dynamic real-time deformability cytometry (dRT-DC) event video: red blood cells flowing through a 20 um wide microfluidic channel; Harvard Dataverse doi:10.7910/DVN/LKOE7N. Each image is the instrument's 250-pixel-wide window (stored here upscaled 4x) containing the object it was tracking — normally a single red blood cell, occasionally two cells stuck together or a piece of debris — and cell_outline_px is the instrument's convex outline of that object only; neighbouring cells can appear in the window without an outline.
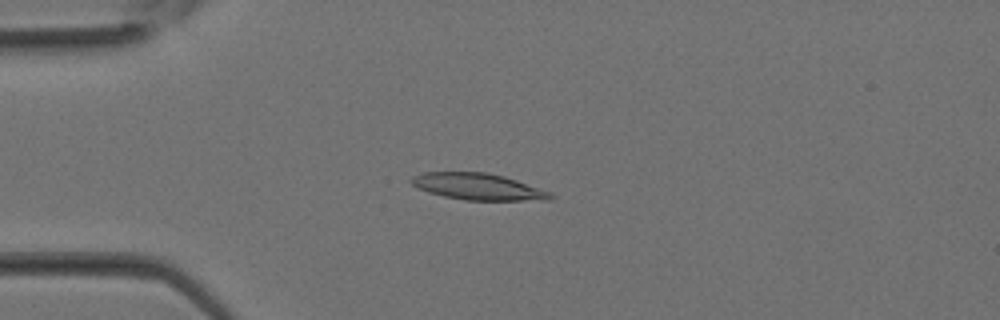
{"species": "Egyptian fruit bat (a non-hibernating species)", "species_latin": "Rousettus aegyptiacus", "temperature_condition": "room temperature", "stored_images_in_passage": 35, "camera_frame_rate_fps": 3000, "um_per_image_px": 0.085, "animal": {"sex": "female"}, "frame": {"image": 1, "passage_image": 9, "time_ms": 2.667, "image_size_px": [1000, 320], "cell_outline_px": [[556, 196], [552, 200], [464, 200], [444, 196], [428, 192], [412, 184], [408, 180], [412, 176], [424, 172], [488, 172], [504, 176], [552, 192]], "centroid_in_image_um": [40.67, 15.86], "position_along_channel_um": 44.3, "area_um2": 21.62}}
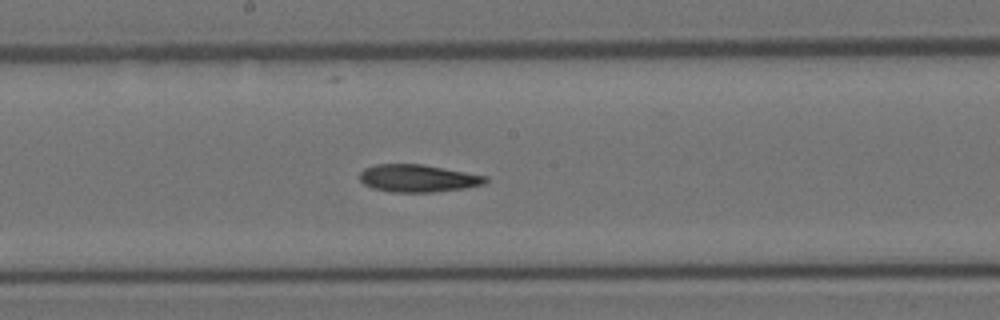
{"frame": {"image": 2, "passage_image": 19, "time_ms": 6.0, "image_size_px": [1000, 320], "cell_outline_px": [[488, 180], [484, 184], [464, 188], [432, 192], [392, 192], [372, 188], [364, 184], [360, 180], [360, 172], [364, 168], [376, 164], [420, 164], [488, 176]], "centroid_in_image_um": [35.5, 15.15], "position_along_channel_um": 212.7, "area_um2": 20.06}}
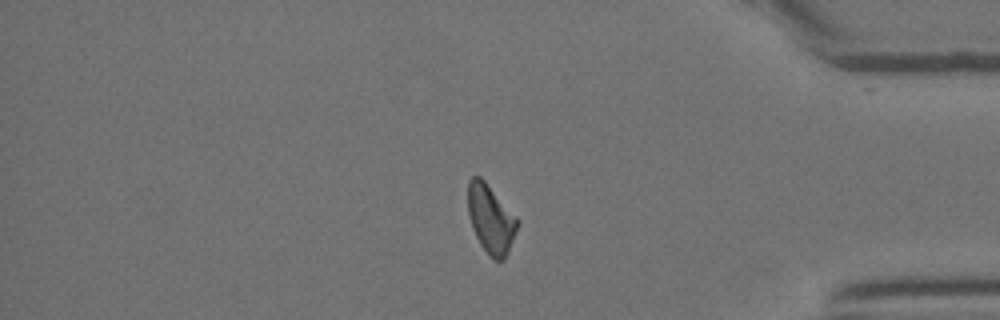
{"frame": {"image": 3, "passage_image": 30, "time_ms": 9.667, "image_size_px": [1000, 320], "cell_outline_px": [[520, 224], [508, 252], [504, 260], [496, 260], [480, 244], [472, 228], [468, 216], [468, 180], [472, 176], [480, 176], [484, 180], [520, 220]], "centroid_in_image_um": [41.73, 18.59], "position_along_channel_um": 393.5, "area_um2": 19.77}}